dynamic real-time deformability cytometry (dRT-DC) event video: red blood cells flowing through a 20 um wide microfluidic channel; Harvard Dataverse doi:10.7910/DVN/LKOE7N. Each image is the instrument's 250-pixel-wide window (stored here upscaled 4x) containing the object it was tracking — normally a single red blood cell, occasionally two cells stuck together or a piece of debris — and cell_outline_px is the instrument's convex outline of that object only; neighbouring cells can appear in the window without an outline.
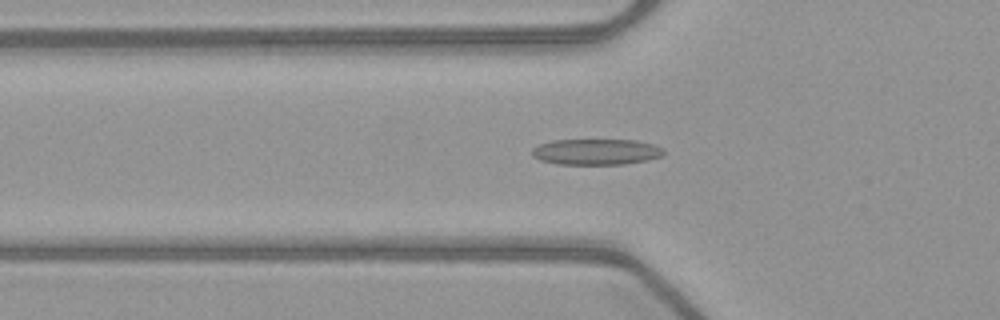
{"species": "common noctule bat (a hibernating species)", "species_latin": "Nyctalus noctula", "temperature_condition": "warm", "stored_images_in_passage": 54, "segment_of_instrument_passage": [1, 2], "camera_frame_rate_fps": 3000, "um_per_image_px": 0.085, "animal": {"sex": "female", "body_mass_g": 21.9}, "frame": {"image": 1, "passage_image": 19, "time_ms": 6.0, "image_size_px": [1000, 320], "cell_outline_px": [[664, 156], [648, 160], [624, 164], [556, 164], [540, 160], [532, 156], [532, 148], [540, 144], [552, 140], [636, 140], [652, 144], [664, 148]], "centroid_in_image_um": [50.69, 12.91], "position_along_channel_um": 75.1, "area_um2": 20.0}}
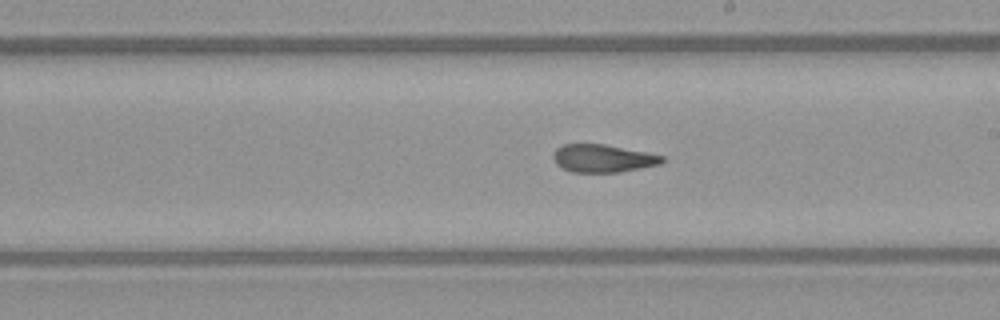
{"frame": {"image": 2, "passage_image": 31, "time_ms": 10.0, "image_size_px": [1000, 320], "cell_outline_px": [[664, 160], [660, 164], [620, 172], [572, 172], [556, 164], [552, 156], [556, 148], [564, 144], [604, 144], [648, 152], [664, 156]], "centroid_in_image_um": [51.25, 13.45], "position_along_channel_um": 237.8, "area_um2": 17.63}}
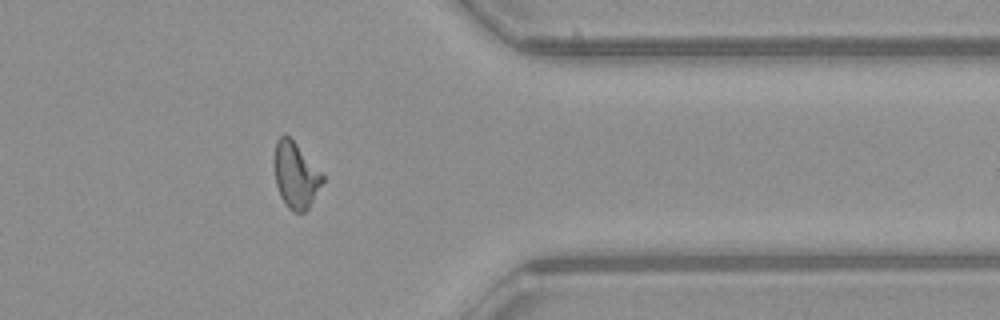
{"frame": {"image": 3, "passage_image": 43, "time_ms": 14.0, "image_size_px": [1000, 320], "cell_outline_px": [[324, 180], [308, 208], [304, 212], [296, 212], [288, 208], [280, 196], [276, 184], [272, 164], [272, 160], [276, 140], [280, 136], [288, 136], [296, 144], [324, 176]], "centroid_in_image_um": [25.08, 14.89], "position_along_channel_um": 386.3, "area_um2": 18.44}}